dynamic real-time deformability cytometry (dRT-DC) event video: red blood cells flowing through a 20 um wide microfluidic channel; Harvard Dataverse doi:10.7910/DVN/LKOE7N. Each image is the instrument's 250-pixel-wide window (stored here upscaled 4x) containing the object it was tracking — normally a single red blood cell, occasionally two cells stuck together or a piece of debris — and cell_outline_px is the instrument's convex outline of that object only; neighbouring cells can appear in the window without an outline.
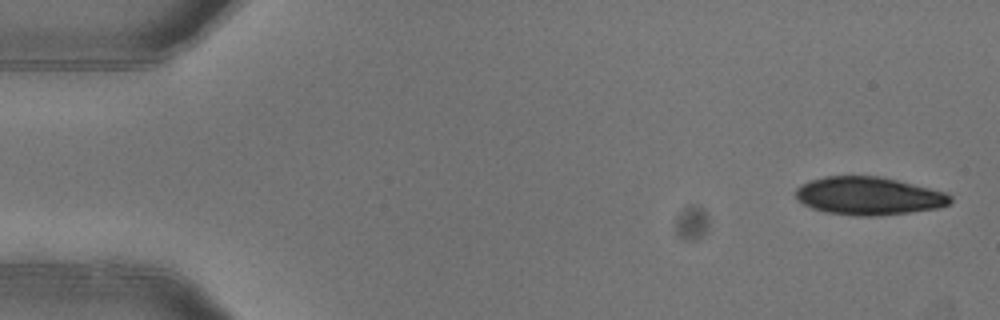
{"species": "common noctule bat (a hibernating species)", "species_latin": "Nyctalus noctula", "temperature_condition": "warm", "stored_images_in_passage": 4, "camera_frame_rate_fps": 3000, "um_per_image_px": 0.085, "animal": {"sex": "female"}, "frame": {"image": 1, "passage_image": 1, "time_ms": 0.0, "image_size_px": [1000, 320], "cell_outline_px": [[952, 200], [948, 204], [940, 208], [908, 212], [872, 216], [856, 216], [824, 212], [812, 208], [796, 200], [796, 188], [800, 184], [824, 176], [880, 176], [948, 192], [952, 196]], "centroid_in_image_um": [73.84, 16.65], "position_along_channel_um": 11.2, "area_um2": 34.39}}